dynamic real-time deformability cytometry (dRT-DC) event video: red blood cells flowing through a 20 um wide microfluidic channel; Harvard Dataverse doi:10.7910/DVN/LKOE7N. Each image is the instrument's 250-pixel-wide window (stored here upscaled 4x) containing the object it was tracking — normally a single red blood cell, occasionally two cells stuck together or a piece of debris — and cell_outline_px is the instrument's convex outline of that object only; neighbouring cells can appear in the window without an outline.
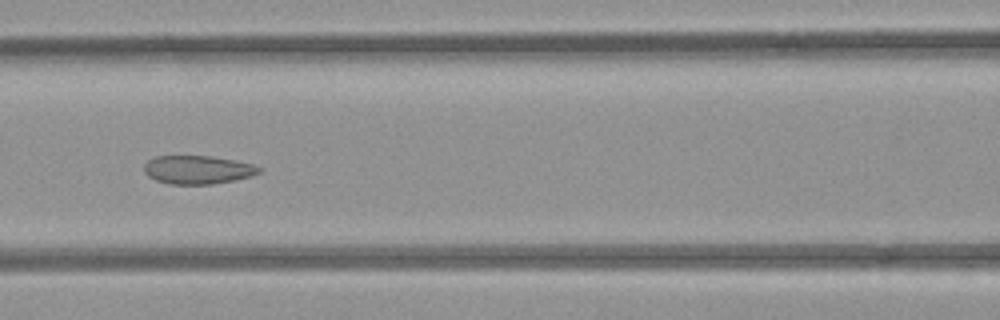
{"species": "common noctule bat (a hibernating species)", "species_latin": "Nyctalus noctula", "temperature_condition": "room temperature", "stored_images_in_passage": 8, "camera_frame_rate_fps": 3000, "um_per_image_px": 0.085, "animal": {"sex": "female", "body_mass_g": 21.9}, "frame": {"image": 1, "passage_image": 6, "time_ms": 5.667, "image_size_px": [1000, 320], "cell_outline_px": [[260, 172], [252, 176], [236, 180], [212, 184], [168, 184], [156, 180], [148, 176], [144, 172], [144, 164], [148, 160], [156, 156], [212, 156], [236, 160], [252, 164], [260, 168]], "centroid_in_image_um": [16.8, 14.43], "position_along_channel_um": 149.8, "area_um2": 19.13}}
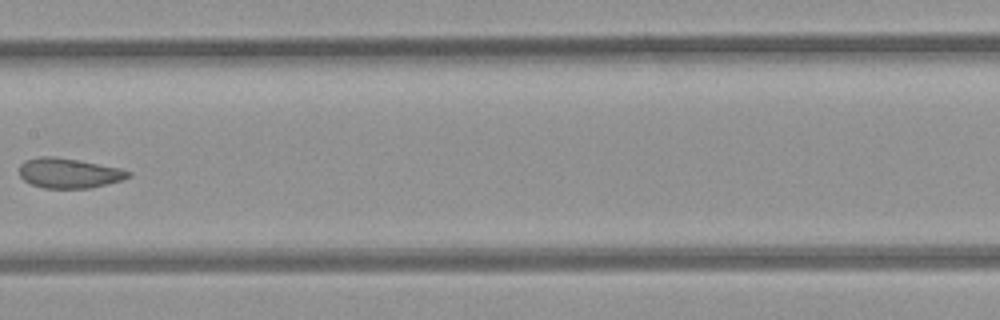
{"frame": {"image": 2, "passage_image": 7, "time_ms": 7.0, "image_size_px": [1000, 320], "cell_outline_px": [[132, 176], [120, 180], [92, 188], [44, 188], [32, 184], [24, 180], [20, 176], [20, 164], [24, 160], [40, 156], [56, 156], [80, 160], [120, 168], [132, 172]], "centroid_in_image_um": [5.86, 14.7], "position_along_channel_um": 201.5, "area_um2": 19.13}}
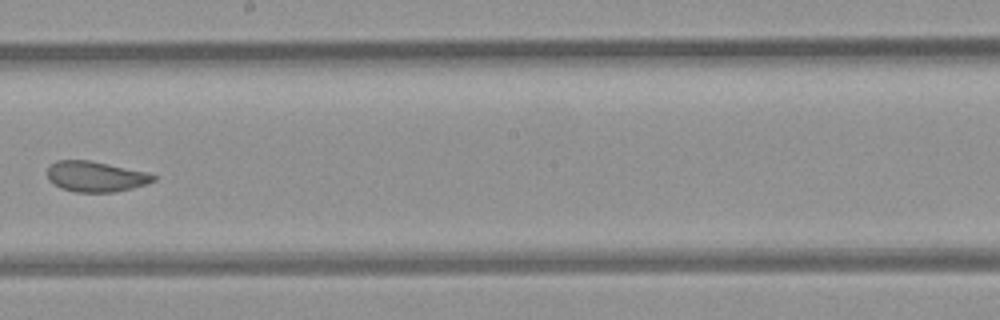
{"frame": {"image": 3, "passage_image": 8, "time_ms": 8.0, "image_size_px": [1000, 320], "cell_outline_px": [[156, 180], [132, 188], [112, 192], [76, 192], [60, 188], [52, 184], [48, 180], [48, 168], [56, 160], [88, 160], [148, 172], [156, 176]], "centroid_in_image_um": [8.11, 15.01], "position_along_channel_um": 240.1, "area_um2": 18.79}}